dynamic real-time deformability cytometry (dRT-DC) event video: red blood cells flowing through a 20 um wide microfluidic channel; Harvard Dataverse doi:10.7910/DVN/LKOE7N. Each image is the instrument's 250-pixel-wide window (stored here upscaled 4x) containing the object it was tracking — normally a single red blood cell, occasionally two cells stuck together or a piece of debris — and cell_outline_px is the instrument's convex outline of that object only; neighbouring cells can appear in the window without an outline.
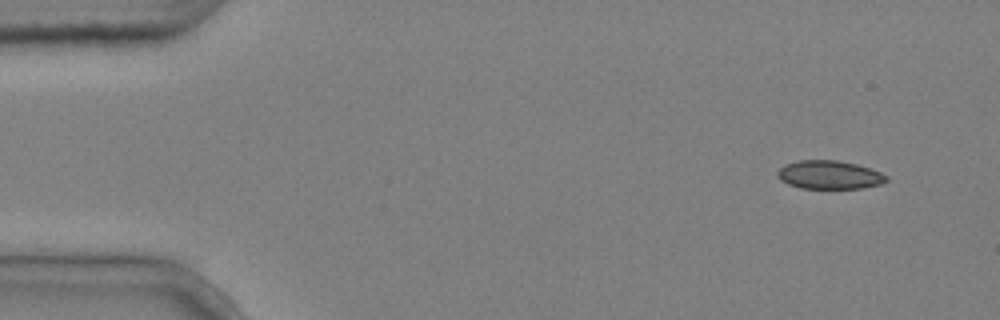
{"species": "common noctule bat (a hibernating species)", "species_latin": "Nyctalus noctula", "temperature_condition": "cold", "stored_images_in_passage": 5, "segment_of_instrument_passage": [1, 2], "camera_frame_rate_fps": 3000, "um_per_image_px": 0.085, "animal": {"sex": "male", "body_mass_g": 20.4}, "frame": {"image": 1, "passage_image": 1, "time_ms": 0.0, "image_size_px": [1000, 320], "cell_outline_px": [[888, 180], [880, 184], [864, 188], [800, 188], [788, 184], [780, 180], [776, 172], [784, 164], [796, 160], [836, 160], [856, 164], [880, 172], [888, 176]], "centroid_in_image_um": [70.47, 14.86], "position_along_channel_um": 14.5, "area_um2": 18.09}}
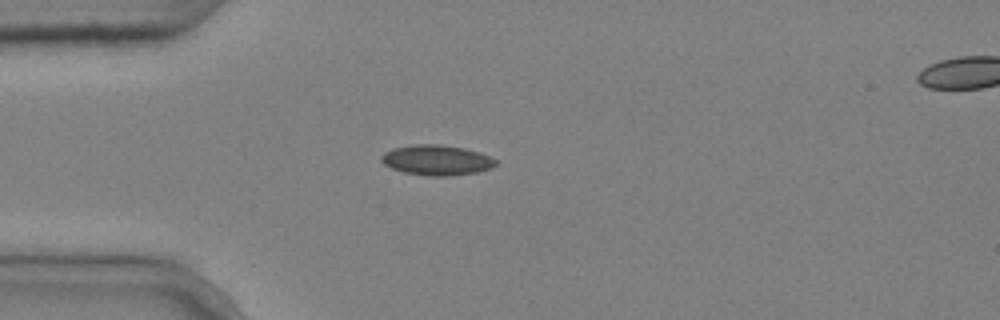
{"frame": {"image": 2, "passage_image": 4, "time_ms": 1.0, "image_size_px": [1000, 320], "cell_outline_px": [[496, 164], [492, 168], [476, 172], [448, 176], [432, 176], [404, 172], [392, 168], [384, 164], [380, 160], [380, 156], [384, 152], [392, 148], [412, 144], [440, 144], [464, 148], [480, 152], [496, 160]], "centroid_in_image_um": [37.09, 13.6], "position_along_channel_um": 47.9, "area_um2": 20.17}}